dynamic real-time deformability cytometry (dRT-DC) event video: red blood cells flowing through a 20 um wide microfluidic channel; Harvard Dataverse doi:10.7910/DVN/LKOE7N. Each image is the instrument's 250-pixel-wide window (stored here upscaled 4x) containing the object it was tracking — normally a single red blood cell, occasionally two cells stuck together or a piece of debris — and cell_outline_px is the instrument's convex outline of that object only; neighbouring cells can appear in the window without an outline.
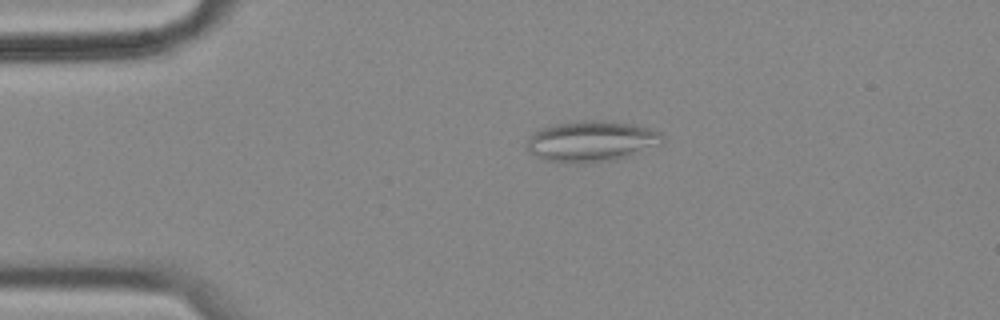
{"species": "common noctule bat (a hibernating species)", "species_latin": "Nyctalus noctula", "temperature_condition": "cold", "stored_images_in_passage": 57, "camera_frame_rate_fps": 3000, "um_per_image_px": 0.085, "animal": {"sex": "female", "body_mass_g": 18.4}, "frame": {"image": 1, "passage_image": 12, "time_ms": 3.667, "image_size_px": [1000, 320], "cell_outline_px": [[664, 144], [616, 160], [584, 164], [548, 160], [536, 156], [528, 152], [528, 140], [540, 128], [548, 124], [584, 120], [612, 120], [636, 124], [660, 132], [664, 136]], "centroid_in_image_um": [50.34, 11.99], "position_along_channel_um": 34.7, "area_um2": 32.77}}
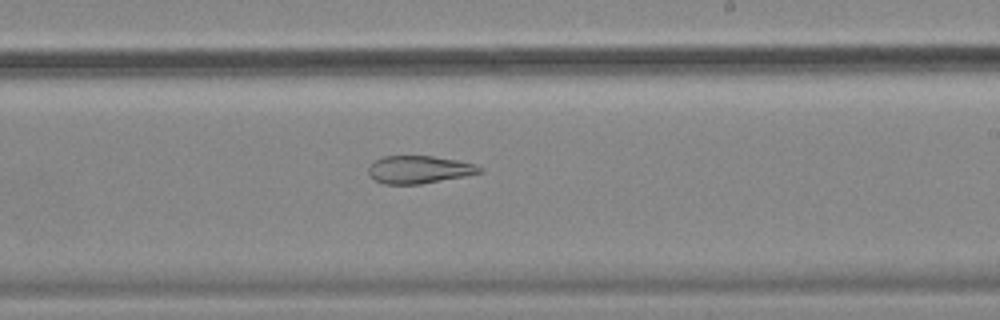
{"frame": {"image": 2, "passage_image": 34, "time_ms": 11.0, "image_size_px": [1000, 320], "cell_outline_px": [[484, 172], [464, 176], [420, 184], [384, 184], [376, 180], [368, 172], [368, 168], [376, 160], [384, 156], [432, 156], [460, 160], [476, 164], [484, 168]], "centroid_in_image_um": [35.69, 14.41], "position_along_channel_um": 253.3, "area_um2": 17.92}}
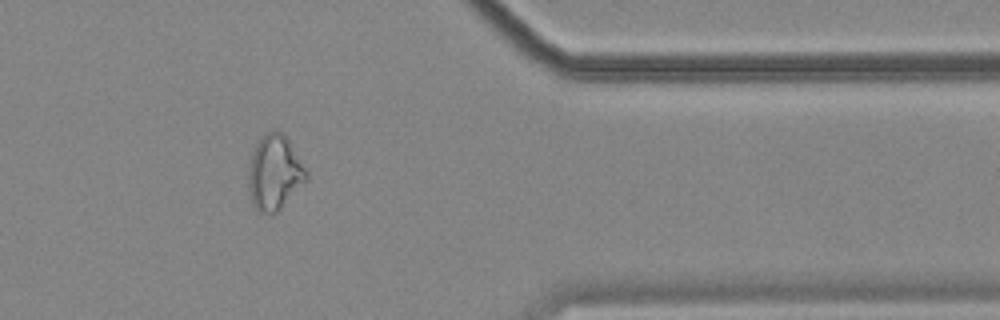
{"frame": {"image": 3, "passage_image": 47, "time_ms": 15.333, "image_size_px": [1000, 320], "cell_outline_px": [[308, 180], [276, 212], [256, 212], [252, 204], [248, 188], [248, 172], [252, 152], [256, 144], [268, 132], [276, 128], [288, 140], [308, 172]], "centroid_in_image_um": [23.32, 14.69], "position_along_channel_um": 388.1, "area_um2": 25.03}, "authors_computed_cell_mechanics": {"area_um2": 25.6632, "velocity_mm_per_s": 3.5067, "shape_relaxation_time_tau1_ms": null, "shape_relaxation_time_tau2_ms": 3.3697, "deformation_change_tau1": null, "deformation_change_tau2": 0.1219}}